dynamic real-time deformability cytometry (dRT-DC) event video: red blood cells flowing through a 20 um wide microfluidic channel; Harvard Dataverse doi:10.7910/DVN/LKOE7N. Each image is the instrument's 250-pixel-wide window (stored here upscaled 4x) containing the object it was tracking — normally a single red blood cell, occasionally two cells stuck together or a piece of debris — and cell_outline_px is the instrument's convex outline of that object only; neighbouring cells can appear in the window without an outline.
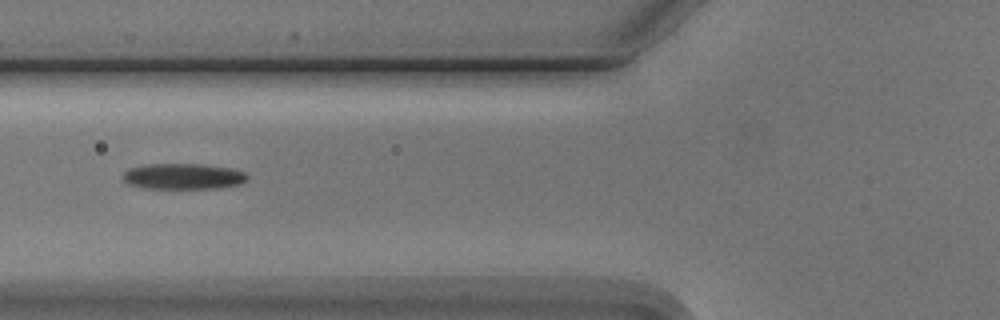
{"species": "Egyptian fruit bat (a non-hibernating species)", "species_latin": "Rousettus aegyptiacus", "temperature_condition": "cold", "stored_images_in_passage": 8, "camera_frame_rate_fps": 3000, "um_per_image_px": 0.085, "animal": {"sex": "male"}, "frame": {"image": 1, "passage_image": 5, "time_ms": 4.667, "image_size_px": [1000, 320], "cell_outline_px": [[248, 180], [240, 184], [220, 188], [140, 188], [128, 184], [124, 180], [124, 172], [128, 168], [148, 164], [196, 164], [232, 168], [244, 172], [248, 176]], "centroid_in_image_um": [15.58, 14.99], "position_along_channel_um": 110.2, "area_um2": 18.73}}
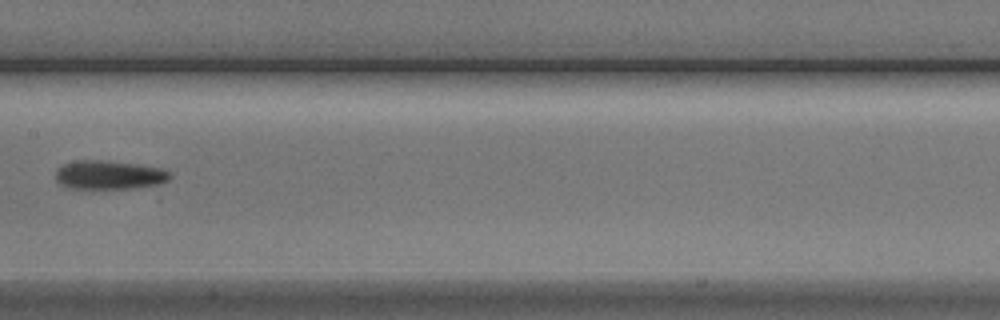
{"frame": {"image": 2, "passage_image": 7, "time_ms": 7.0, "image_size_px": [1000, 320], "cell_outline_px": [[172, 176], [168, 180], [160, 184], [136, 188], [68, 188], [60, 184], [56, 180], [56, 168], [64, 164], [76, 160], [100, 160], [136, 164], [160, 168], [168, 172]], "centroid_in_image_um": [9.25, 14.87], "position_along_channel_um": 198.1, "area_um2": 19.13}}
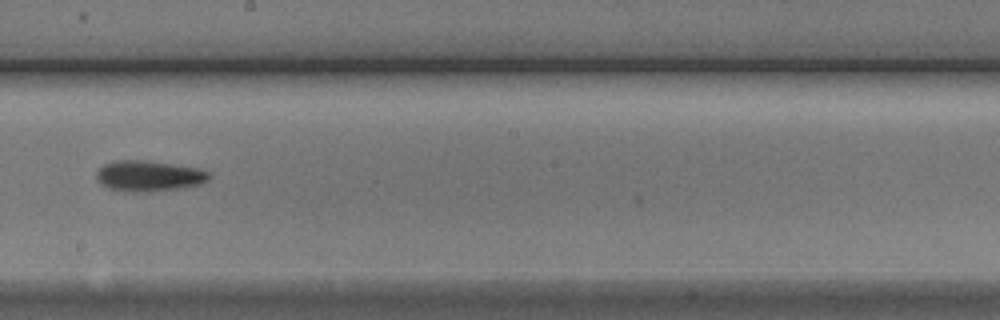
{"frame": {"image": 3, "passage_image": 8, "time_ms": 8.0, "image_size_px": [1000, 320], "cell_outline_px": [[208, 180], [200, 184], [184, 188], [152, 192], [124, 192], [108, 188], [100, 184], [96, 180], [96, 172], [104, 164], [116, 160], [144, 160], [196, 168], [208, 172]], "centroid_in_image_um": [12.59, 14.98], "position_along_channel_um": 235.6, "area_um2": 20.29}}